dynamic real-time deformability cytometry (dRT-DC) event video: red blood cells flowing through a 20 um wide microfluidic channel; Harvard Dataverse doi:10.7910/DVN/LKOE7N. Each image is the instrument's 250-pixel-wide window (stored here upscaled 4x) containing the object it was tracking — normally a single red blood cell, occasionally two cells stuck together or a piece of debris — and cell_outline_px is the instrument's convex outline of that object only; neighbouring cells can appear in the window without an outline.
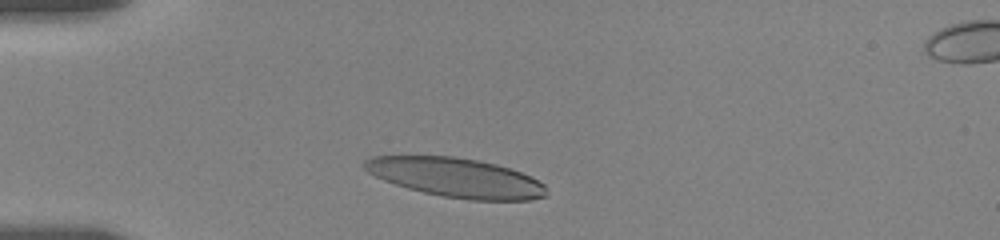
{"species": "human", "species_latin": "Homo sapiens", "temperature_condition": "room temperature", "stored_images_in_passage": 25, "camera_frame_rate_fps": 3000, "um_per_image_px": 0.085, "donor": {"sex": "female"}, "frame": {"image": 1, "passage_image": 2, "time_ms": 1.0, "image_size_px": [1000, 240], "cell_outline_px": [[548, 196], [532, 200], [468, 200], [444, 196], [424, 192], [408, 188], [384, 180], [368, 172], [364, 168], [364, 160], [372, 156], [452, 156], [480, 160], [496, 164], [520, 172], [544, 184], [548, 192]], "centroid_in_image_um": [38.78, 15.1], "position_along_channel_um": 46.2, "area_um2": 41.44}}
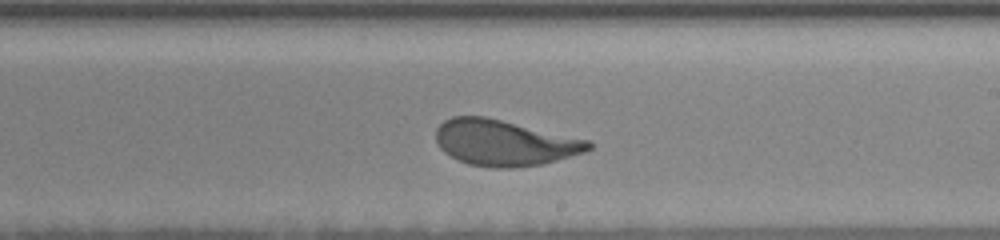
{"frame": {"image": 2, "passage_image": 14, "time_ms": 7.333, "image_size_px": [1000, 240], "cell_outline_px": [[592, 148], [584, 152], [544, 164], [512, 168], [492, 168], [468, 164], [444, 152], [440, 148], [436, 140], [436, 128], [444, 120], [452, 116], [484, 116], [592, 140]], "centroid_in_image_um": [42.89, 12.13], "position_along_channel_um": 246.1, "area_um2": 40.98}}
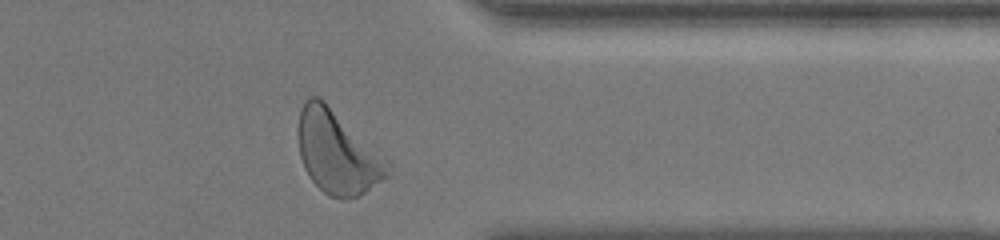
{"frame": {"image": 3, "passage_image": 24, "time_ms": 11.333, "image_size_px": [1000, 240], "cell_outline_px": [[392, 176], [360, 196], [344, 200], [340, 200], [328, 196], [312, 180], [304, 168], [300, 156], [296, 132], [296, 128], [300, 112], [304, 104], [312, 96], [316, 96], [324, 100], [388, 160], [392, 164]], "centroid_in_image_um": [28.71, 13.01], "position_along_channel_um": 382.7, "area_um2": 43.87}, "authors_computed_cell_mechanics": {"area_um2": 40.9802, "velocity_mm_per_s": 3.5381, "shape_relaxation_time_tau1_ms": 4.0844, "shape_relaxation_time_tau2_ms": 0.8725, "deformation_change_tau1": 0.1702, "deformation_change_tau2": 0.0835}}